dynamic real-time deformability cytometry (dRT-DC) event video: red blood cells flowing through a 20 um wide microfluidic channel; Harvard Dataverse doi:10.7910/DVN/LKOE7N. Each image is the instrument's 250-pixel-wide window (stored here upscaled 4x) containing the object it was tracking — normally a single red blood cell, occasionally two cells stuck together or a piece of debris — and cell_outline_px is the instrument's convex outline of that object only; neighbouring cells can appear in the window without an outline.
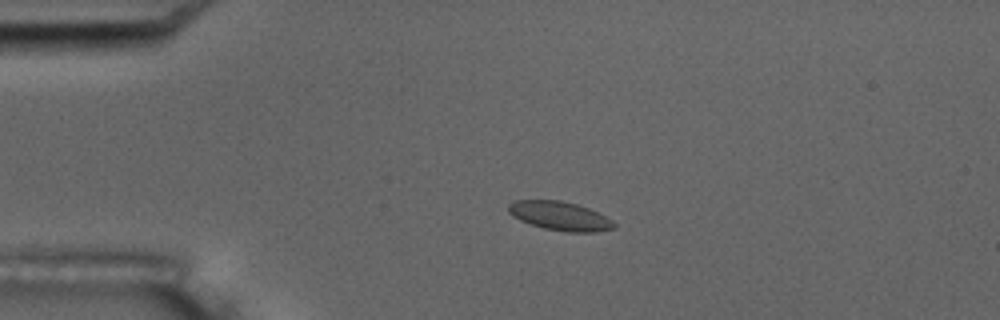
{"species": "common noctule bat (a hibernating species)", "species_latin": "Nyctalus noctula", "temperature_condition": "room temperature", "stored_images_in_passage": 4, "camera_frame_rate_fps": 3000, "um_per_image_px": 0.085, "animal": {"sex": "male", "body_mass_g": 17.5, "forearm_length_mm": 52.3}, "frame": {"image": 1, "passage_image": 3, "time_ms": 3.333, "image_size_px": [1000, 320], "cell_outline_px": [[616, 228], [596, 232], [564, 232], [544, 228], [520, 220], [512, 216], [508, 212], [508, 204], [512, 200], [560, 200], [576, 204], [588, 208], [612, 220], [616, 224]], "centroid_in_image_um": [47.58, 18.36], "position_along_channel_um": 37.4, "area_um2": 17.8}}